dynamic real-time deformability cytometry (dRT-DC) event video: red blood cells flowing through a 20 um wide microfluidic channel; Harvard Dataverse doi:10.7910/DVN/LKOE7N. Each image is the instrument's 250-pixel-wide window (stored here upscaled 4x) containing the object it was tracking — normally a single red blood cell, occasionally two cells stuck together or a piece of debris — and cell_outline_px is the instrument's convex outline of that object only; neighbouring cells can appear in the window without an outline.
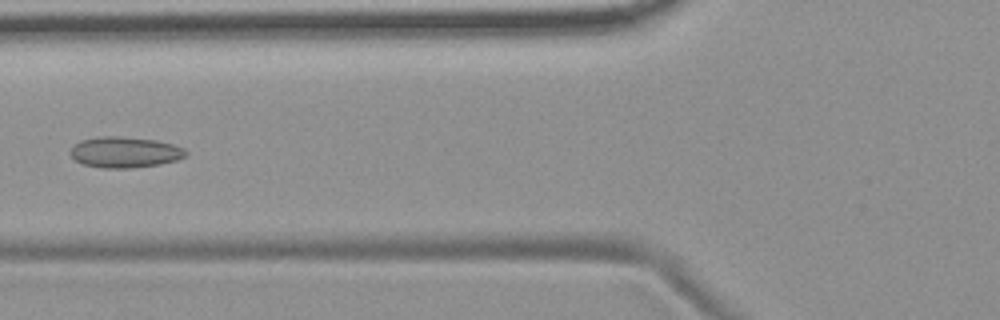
{"species": "common noctule bat (a hibernating species)", "species_latin": "Nyctalus noctula", "temperature_condition": "room temperature", "stored_images_in_passage": 6, "camera_frame_rate_fps": 3000, "um_per_image_px": 0.085, "animal": {"sex": "female", "body_mass_g": 19.9}, "frame": {"image": 1, "passage_image": 6, "time_ms": 6.0, "image_size_px": [1000, 320], "cell_outline_px": [[188, 156], [176, 160], [160, 164], [132, 168], [104, 168], [84, 164], [76, 160], [68, 152], [80, 140], [96, 136], [116, 136], [156, 140], [172, 144], [184, 148], [188, 152]], "centroid_in_image_um": [10.63, 12.93], "position_along_channel_um": 115.2, "area_um2": 20.81}}